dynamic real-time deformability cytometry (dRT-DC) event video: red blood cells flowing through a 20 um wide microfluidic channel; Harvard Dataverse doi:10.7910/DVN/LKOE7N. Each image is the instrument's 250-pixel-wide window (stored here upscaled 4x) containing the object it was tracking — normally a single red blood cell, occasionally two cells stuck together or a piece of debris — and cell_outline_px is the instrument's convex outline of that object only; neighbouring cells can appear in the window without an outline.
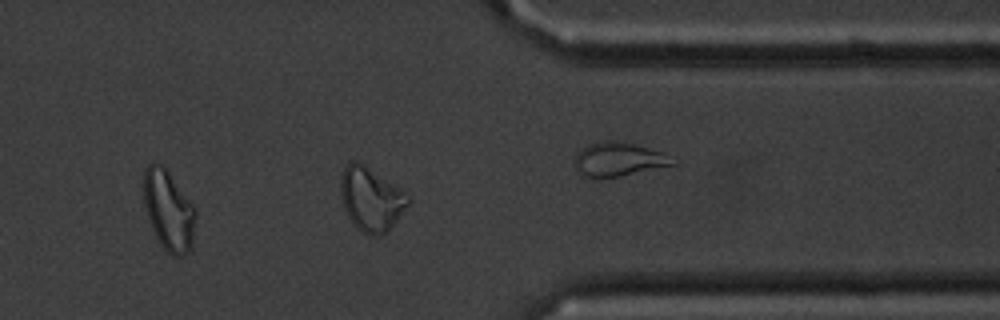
{"species": "common noctule bat (a hibernating species)", "species_latin": "Nyctalus noctula", "temperature_condition": "cold", "stored_images_in_passage": 41, "camera_frame_rate_fps": 3000, "um_per_image_px": 0.085, "animal": {"sex": "male", "body_mass_g": 20.1, "forearm_length_mm": 53.5}, "frame": {"image": 1, "passage_image": 35, "time_ms": 11.333, "image_size_px": [1000, 320], "cell_outline_px": [[196, 216], [192, 248], [188, 252], [180, 256], [172, 256], [160, 244], [152, 228], [144, 204], [144, 168], [148, 164], [160, 164], [168, 168], [196, 208]], "centroid_in_image_um": [14.36, 17.86], "position_along_channel_um": 397.0, "area_um2": 24.57}, "authors_computed_cell_mechanics": {"area_um2": 17.8024, "velocity_mm_per_s": 3.5621, "shape_relaxation_time_tau1_ms": 8.1862, "shape_relaxation_time_tau2_ms": 7.336, "deformation_change_tau1": 0.2361, "deformation_change_tau2": 0.1982}}